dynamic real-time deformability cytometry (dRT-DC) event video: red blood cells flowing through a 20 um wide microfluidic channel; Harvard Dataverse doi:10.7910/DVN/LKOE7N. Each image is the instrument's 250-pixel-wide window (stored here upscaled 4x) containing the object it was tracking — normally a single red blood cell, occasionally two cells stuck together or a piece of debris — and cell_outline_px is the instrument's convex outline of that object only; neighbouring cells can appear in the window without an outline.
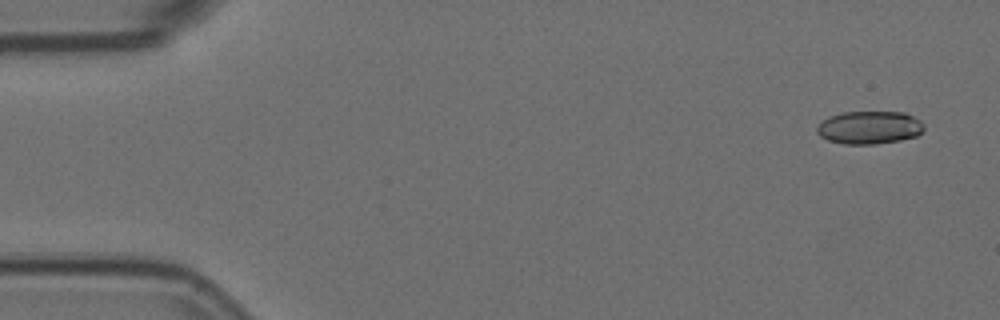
{"species": "Egyptian fruit bat (a non-hibernating species)", "species_latin": "Rousettus aegyptiacus", "temperature_condition": "room temperature", "stored_images_in_passage": 4, "camera_frame_rate_fps": 3000, "um_per_image_px": 0.085, "animal": {"sex": "female"}, "frame": {"image": 1, "passage_image": 1, "time_ms": 0.0, "image_size_px": [1000, 320], "cell_outline_px": [[924, 128], [916, 136], [900, 140], [876, 144], [844, 144], [828, 140], [820, 136], [816, 132], [816, 128], [820, 120], [828, 116], [840, 112], [904, 112], [920, 120], [924, 124]], "centroid_in_image_um": [73.85, 10.83], "position_along_channel_um": 11.2, "area_um2": 20.75}}
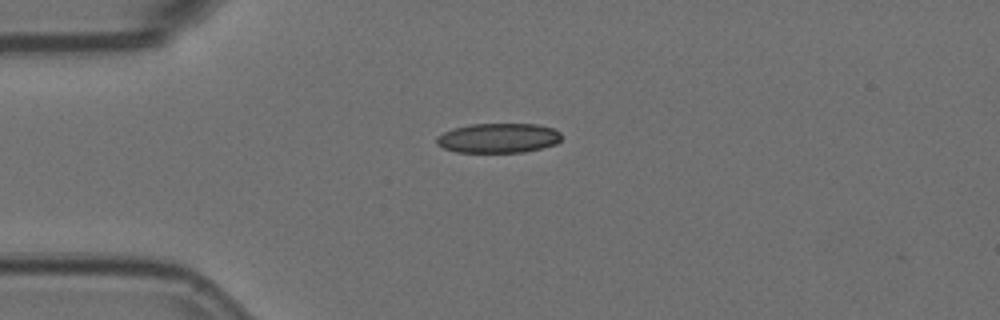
{"frame": {"image": 2, "passage_image": 4, "time_ms": 1.0, "image_size_px": [1000, 320], "cell_outline_px": [[560, 140], [556, 144], [524, 152], [456, 152], [444, 148], [436, 144], [436, 136], [452, 128], [472, 124], [536, 124], [552, 128], [560, 132]], "centroid_in_image_um": [42.33, 11.73], "position_along_channel_um": 42.7, "area_um2": 21.56}}